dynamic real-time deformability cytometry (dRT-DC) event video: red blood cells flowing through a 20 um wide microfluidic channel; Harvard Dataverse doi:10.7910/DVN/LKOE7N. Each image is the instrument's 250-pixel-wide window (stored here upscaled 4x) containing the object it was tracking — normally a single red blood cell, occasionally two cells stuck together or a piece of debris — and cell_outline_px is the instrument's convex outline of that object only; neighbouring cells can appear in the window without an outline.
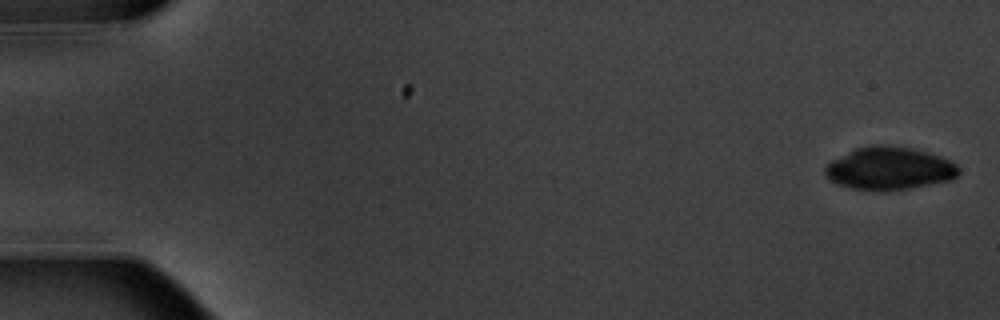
{"species": "common noctule bat (a hibernating species)", "species_latin": "Nyctalus noctula", "temperature_condition": "warm", "stored_images_in_passage": 7, "camera_frame_rate_fps": 3000, "um_per_image_px": 0.085, "animal": {"sex": "male", "body_mass_g": 20.1, "forearm_length_mm": 53.5}, "frame": {"image": 1, "passage_image": 1, "time_ms": 0.0, "image_size_px": [1000, 320], "cell_outline_px": [[960, 172], [952, 180], [888, 192], [848, 188], [836, 184], [824, 172], [824, 168], [832, 160], [856, 148], [876, 144], [888, 144], [912, 148], [928, 152], [952, 160], [960, 168]], "centroid_in_image_um": [75.62, 14.32], "position_along_channel_um": 9.4, "area_um2": 33.7}}